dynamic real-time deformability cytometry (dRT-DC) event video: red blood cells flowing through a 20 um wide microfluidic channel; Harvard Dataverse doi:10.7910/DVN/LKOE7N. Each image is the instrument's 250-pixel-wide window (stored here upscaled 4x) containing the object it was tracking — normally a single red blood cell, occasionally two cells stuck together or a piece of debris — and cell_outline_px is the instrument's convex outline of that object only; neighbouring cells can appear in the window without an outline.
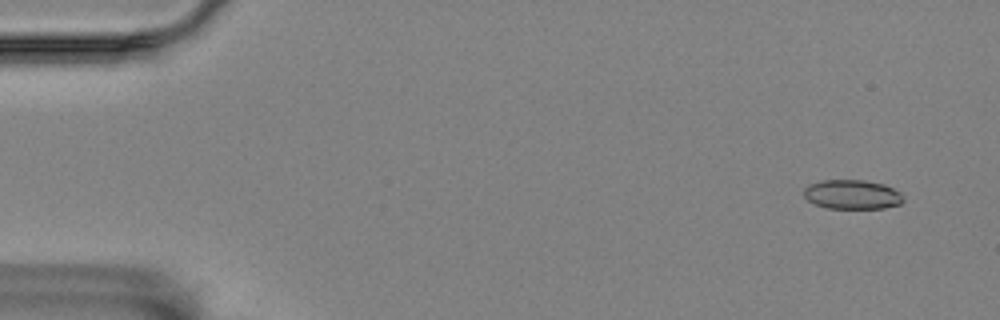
{"species": "Egyptian fruit bat (a non-hibernating species)", "species_latin": "Rousettus aegyptiacus", "temperature_condition": "room temperature", "stored_images_in_passage": 12, "camera_frame_rate_fps": 3000, "um_per_image_px": 0.085, "animal": {"sex": "female"}, "frame": {"image": 1, "passage_image": 4, "time_ms": 1.0, "image_size_px": [1000, 320], "cell_outline_px": [[904, 200], [900, 204], [884, 208], [828, 208], [816, 204], [808, 200], [804, 196], [804, 188], [808, 184], [820, 180], [864, 180], [884, 184], [900, 192], [904, 196]], "centroid_in_image_um": [72.44, 16.52], "position_along_channel_um": 12.6, "area_um2": 17.05}}